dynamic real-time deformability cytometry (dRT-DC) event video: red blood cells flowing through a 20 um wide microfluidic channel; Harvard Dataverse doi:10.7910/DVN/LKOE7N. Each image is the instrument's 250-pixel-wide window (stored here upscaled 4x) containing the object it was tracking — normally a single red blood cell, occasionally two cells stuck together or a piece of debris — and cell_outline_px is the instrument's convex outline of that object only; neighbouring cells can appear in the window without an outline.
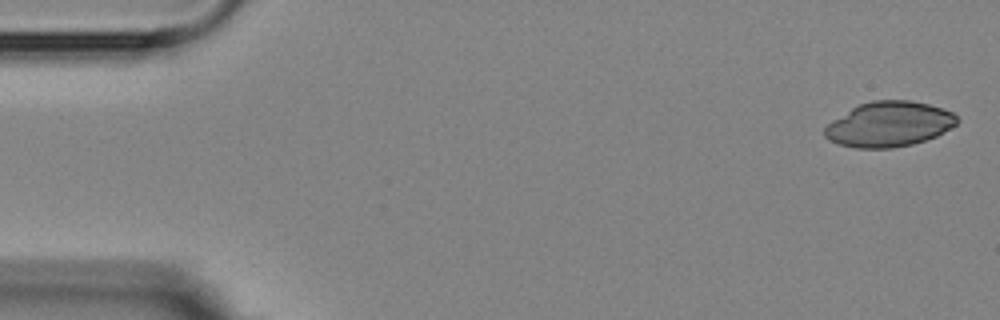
{"species": "Egyptian fruit bat (a non-hibernating species)", "species_latin": "Rousettus aegyptiacus", "temperature_condition": "room temperature", "stored_images_in_passage": 3, "camera_frame_rate_fps": 3000, "um_per_image_px": 0.085, "animal": {"sex": "female"}, "frame": {"image": 1, "passage_image": 1, "time_ms": 0.0, "image_size_px": [1000, 320], "cell_outline_px": [[960, 120], [952, 128], [936, 136], [912, 144], [892, 148], [856, 148], [840, 144], [828, 140], [824, 136], [824, 128], [832, 120], [852, 108], [860, 104], [872, 100], [908, 100], [928, 104], [952, 112]], "centroid_in_image_um": [75.57, 10.56], "position_along_channel_um": 9.4, "area_um2": 34.68}}